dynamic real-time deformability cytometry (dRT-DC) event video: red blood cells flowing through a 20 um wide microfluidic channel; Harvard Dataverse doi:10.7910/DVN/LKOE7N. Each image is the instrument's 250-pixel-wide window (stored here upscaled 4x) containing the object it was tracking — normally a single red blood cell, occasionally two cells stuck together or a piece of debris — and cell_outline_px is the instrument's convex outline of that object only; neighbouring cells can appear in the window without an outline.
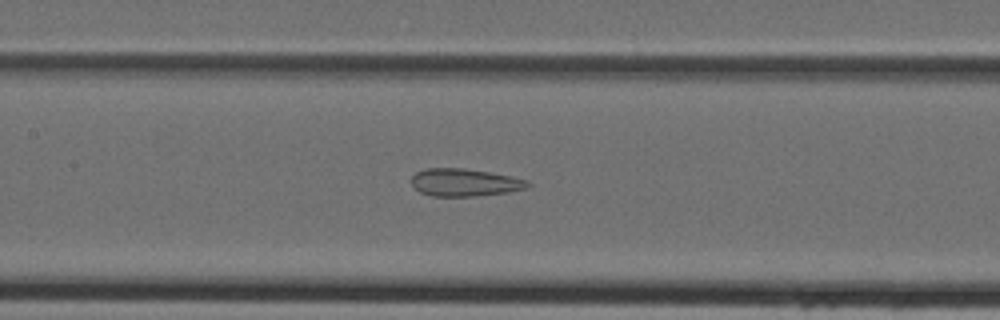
{"species": "Egyptian fruit bat (a non-hibernating species)", "species_latin": "Rousettus aegyptiacus", "temperature_condition": "cold", "stored_images_in_passage": 43, "camera_frame_rate_fps": 3000, "um_per_image_px": 0.085, "animal": {"sex": "female"}, "frame": {"image": 1, "passage_image": 19, "time_ms": 6.0, "image_size_px": [1000, 320], "cell_outline_px": [[532, 184], [524, 188], [508, 192], [476, 196], [432, 196], [420, 192], [412, 184], [412, 176], [416, 172], [424, 168], [464, 168], [512, 176], [528, 180]], "centroid_in_image_um": [39.49, 15.5], "position_along_channel_um": 167.9, "area_um2": 18.67}}
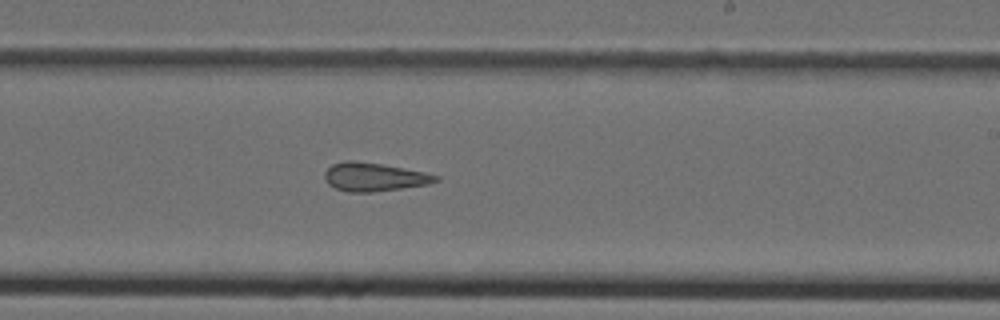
{"frame": {"image": 2, "passage_image": 25, "time_ms": 8.0, "image_size_px": [1000, 320], "cell_outline_px": [[440, 180], [428, 184], [372, 192], [348, 192], [336, 188], [328, 184], [324, 180], [324, 172], [332, 164], [344, 160], [352, 160], [380, 164], [424, 172], [440, 176]], "centroid_in_image_um": [31.76, 15.04], "position_along_channel_um": 257.2, "area_um2": 18.32}}
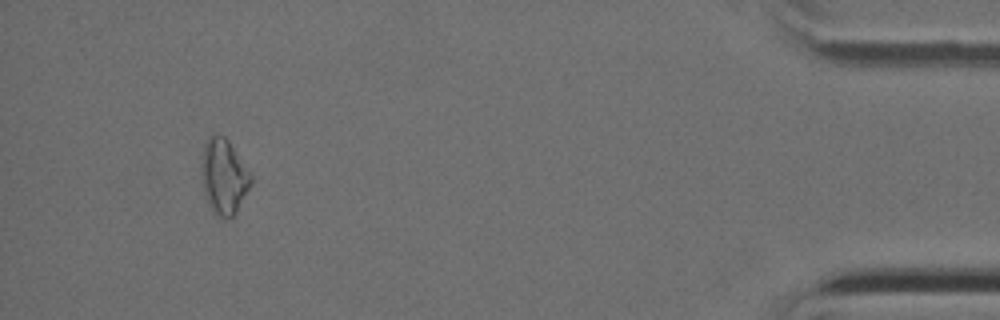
{"frame": {"image": 3, "passage_image": 40, "time_ms": 13.0, "image_size_px": [1000, 320], "cell_outline_px": [[252, 184], [236, 212], [228, 220], [220, 220], [212, 212], [204, 196], [200, 180], [200, 164], [204, 144], [208, 136], [224, 136], [228, 140], [252, 176]], "centroid_in_image_um": [18.98, 15.07], "position_along_channel_um": 416.2, "area_um2": 22.2}}